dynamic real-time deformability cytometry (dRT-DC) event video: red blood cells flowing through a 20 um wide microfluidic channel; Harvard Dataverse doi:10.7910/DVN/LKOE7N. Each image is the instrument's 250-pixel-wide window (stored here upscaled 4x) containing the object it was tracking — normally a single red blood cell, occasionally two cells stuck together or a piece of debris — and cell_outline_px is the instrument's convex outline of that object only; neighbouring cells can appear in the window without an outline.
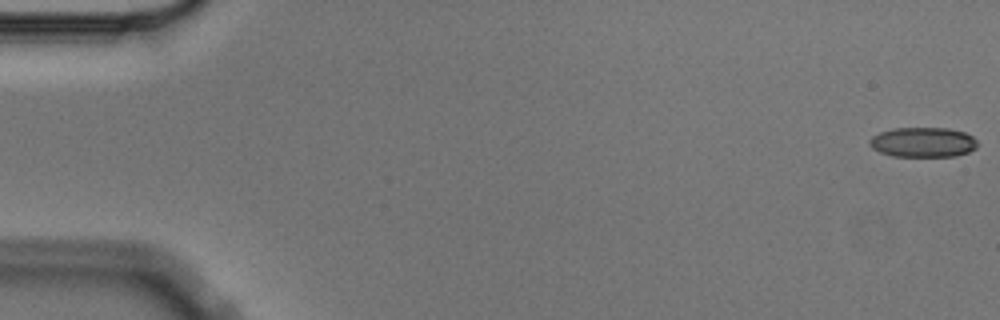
{"species": "Egyptian fruit bat (a non-hibernating species)", "species_latin": "Rousettus aegyptiacus", "temperature_condition": "cold", "stored_images_in_passage": 3, "camera_frame_rate_fps": 3000, "um_per_image_px": 0.085, "animal": {"sex": "male"}, "frame": {"image": 1, "passage_image": 1, "time_ms": 0.0, "image_size_px": [1000, 320], "cell_outline_px": [[976, 148], [968, 152], [956, 156], [892, 156], [880, 152], [872, 148], [868, 144], [868, 140], [872, 136], [880, 132], [892, 128], [948, 128], [964, 132], [972, 136], [976, 140]], "centroid_in_image_um": [78.42, 12.08], "position_along_channel_um": 6.6, "area_um2": 18.84}}